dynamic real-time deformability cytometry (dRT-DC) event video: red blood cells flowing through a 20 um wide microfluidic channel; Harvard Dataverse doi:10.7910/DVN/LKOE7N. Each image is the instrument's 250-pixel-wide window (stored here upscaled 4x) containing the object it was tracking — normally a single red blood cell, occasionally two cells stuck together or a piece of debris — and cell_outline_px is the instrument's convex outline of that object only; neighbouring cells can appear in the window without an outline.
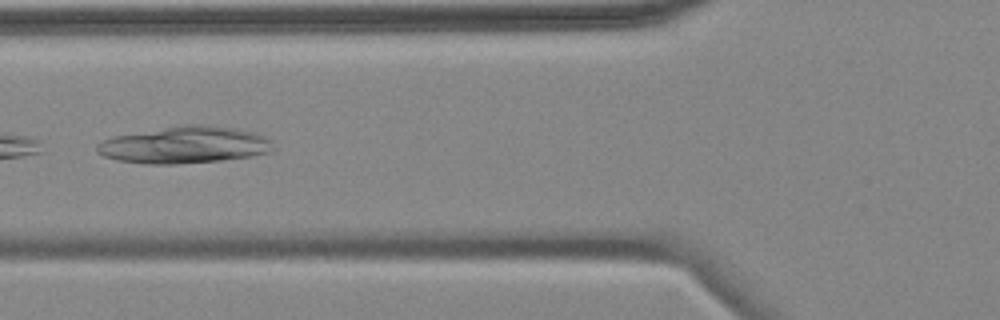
{"species": "common noctule bat (a hibernating species)", "species_latin": "Nyctalus noctula", "temperature_condition": "cold", "stored_images_in_passage": 6, "camera_frame_rate_fps": 3000, "um_per_image_px": 0.085, "animal": {"sex": "female", "body_mass_g": 18.4}, "frame": {"image": 1, "passage_image": 6, "time_ms": 6.0, "image_size_px": [1000, 320], "cell_outline_px": [[272, 148], [268, 152], [252, 156], [220, 160], [176, 164], [144, 164], [116, 160], [104, 156], [96, 152], [96, 144], [104, 140], [116, 136], [180, 124], [204, 124], [232, 128], [256, 132], [272, 140]], "centroid_in_image_um": [15.67, 12.31], "position_along_channel_um": 110.1, "area_um2": 37.92}}